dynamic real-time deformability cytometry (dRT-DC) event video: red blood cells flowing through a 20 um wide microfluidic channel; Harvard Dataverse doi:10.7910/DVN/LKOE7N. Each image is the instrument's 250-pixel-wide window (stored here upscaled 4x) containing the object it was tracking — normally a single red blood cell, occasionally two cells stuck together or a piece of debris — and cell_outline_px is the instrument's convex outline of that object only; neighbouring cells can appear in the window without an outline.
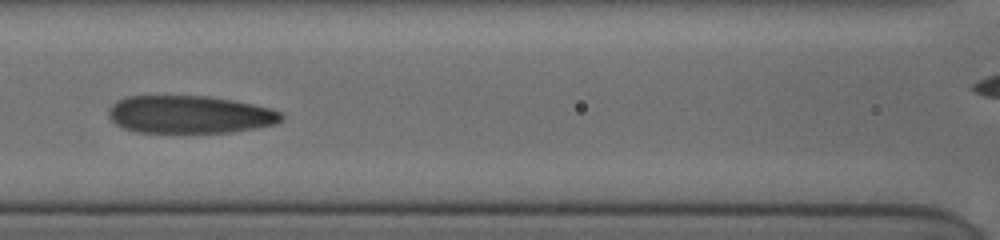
{"species": "human", "species_latin": "Homo sapiens", "temperature_condition": "cold", "stored_images_in_passage": 11, "camera_frame_rate_fps": 3000, "um_per_image_px": 0.085, "donor": {"sex": "female"}, "frame": {"image": 1, "passage_image": 10, "time_ms": 6.0, "image_size_px": [1000, 240], "cell_outline_px": [[284, 116], [276, 124], [256, 128], [232, 132], [136, 132], [124, 128], [116, 124], [108, 116], [108, 108], [116, 100], [128, 96], [208, 96], [232, 100], [252, 104], [268, 108], [280, 112]], "centroid_in_image_um": [16.09, 9.73], "position_along_channel_um": 150.5, "area_um2": 37.92}}